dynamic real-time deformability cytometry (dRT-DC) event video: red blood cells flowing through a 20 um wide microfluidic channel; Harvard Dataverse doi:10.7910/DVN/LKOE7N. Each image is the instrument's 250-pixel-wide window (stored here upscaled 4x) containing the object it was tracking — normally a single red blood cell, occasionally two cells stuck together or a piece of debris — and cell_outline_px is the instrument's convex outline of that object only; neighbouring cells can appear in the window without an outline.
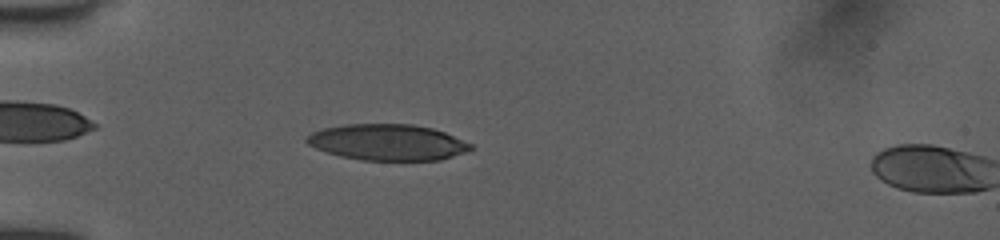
{"species": "human", "species_latin": "Homo sapiens", "temperature_condition": "room temperature", "stored_images_in_passage": 8, "camera_frame_rate_fps": 3000, "um_per_image_px": 0.085, "donor": {"sex": "female"}, "frame": {"image": 1, "passage_image": 6, "time_ms": 1.667, "image_size_px": [1000, 240], "cell_outline_px": [[472, 148], [464, 152], [440, 160], [364, 160], [340, 156], [316, 148], [308, 144], [304, 140], [312, 132], [324, 128], [344, 124], [412, 124], [432, 128], [444, 132], [472, 144]], "centroid_in_image_um": [32.93, 12.09], "position_along_channel_um": 52.1, "area_um2": 34.22}}